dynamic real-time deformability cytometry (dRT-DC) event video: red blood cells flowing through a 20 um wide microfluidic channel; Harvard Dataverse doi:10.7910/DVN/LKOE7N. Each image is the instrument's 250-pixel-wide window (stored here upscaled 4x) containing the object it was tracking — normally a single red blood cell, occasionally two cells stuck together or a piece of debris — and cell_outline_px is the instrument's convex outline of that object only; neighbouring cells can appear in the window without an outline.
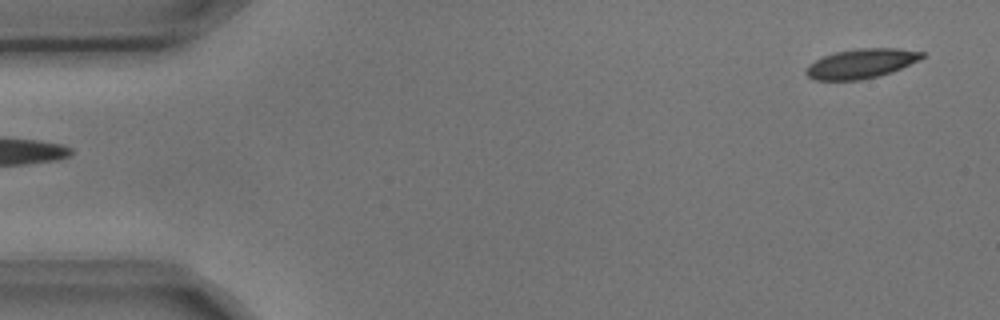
{"species": "common noctule bat (a hibernating species)", "species_latin": "Nyctalus noctula", "temperature_condition": "cold", "stored_images_in_passage": 5, "segment_of_instrument_passage": [2, 2], "camera_frame_rate_fps": 3000, "um_per_image_px": 0.085, "animal": {"sex": "male", "body_mass_g": 17.9, "forearm_length_mm": 54.2}, "frame": {"image": 1, "passage_image": 5, "time_ms": 1.333, "image_size_px": [1000, 320], "cell_outline_px": [[924, 56], [892, 72], [880, 76], [860, 80], [812, 80], [804, 72], [804, 68], [808, 64], [824, 56], [836, 52], [860, 48], [896, 48], [924, 52]], "centroid_in_image_um": [73.13, 5.41], "position_along_channel_um": 11.9, "area_um2": 19.83}}